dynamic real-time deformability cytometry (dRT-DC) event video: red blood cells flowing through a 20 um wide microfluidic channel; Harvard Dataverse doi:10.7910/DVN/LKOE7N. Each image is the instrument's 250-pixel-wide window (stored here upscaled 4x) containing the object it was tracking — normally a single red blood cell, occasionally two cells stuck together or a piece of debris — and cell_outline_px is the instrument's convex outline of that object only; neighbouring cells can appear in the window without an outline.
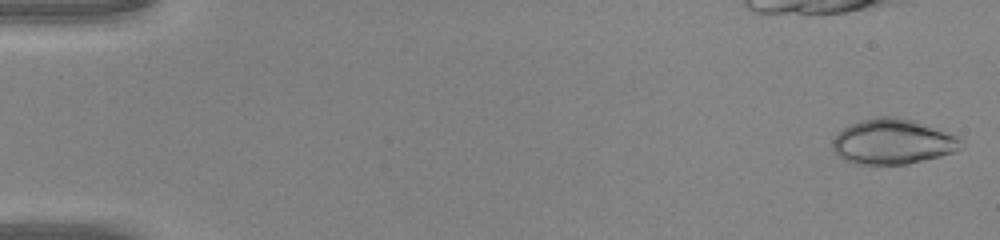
{"species": "common noctule bat (a hibernating species)", "species_latin": "Nyctalus noctula", "temperature_condition": "warm", "stored_images_in_passage": 26, "camera_frame_rate_fps": 3000, "um_per_image_px": 0.085, "animal": {"sex": "male", "body_mass_g": 20.0, "forearm_length_mm": 53.3}, "frame": {"image": 1, "passage_image": 1, "time_ms": 0.0, "image_size_px": [1000, 240], "cell_outline_px": [[964, 148], [956, 152], [908, 164], [856, 164], [844, 160], [836, 156], [832, 148], [832, 140], [848, 124], [860, 120], [876, 116], [896, 116], [912, 120], [956, 136], [960, 140]], "centroid_in_image_um": [75.84, 12.05], "position_along_channel_um": 9.2, "area_um2": 33.93}}